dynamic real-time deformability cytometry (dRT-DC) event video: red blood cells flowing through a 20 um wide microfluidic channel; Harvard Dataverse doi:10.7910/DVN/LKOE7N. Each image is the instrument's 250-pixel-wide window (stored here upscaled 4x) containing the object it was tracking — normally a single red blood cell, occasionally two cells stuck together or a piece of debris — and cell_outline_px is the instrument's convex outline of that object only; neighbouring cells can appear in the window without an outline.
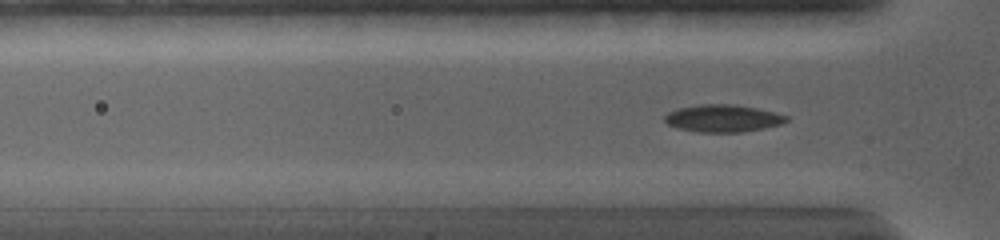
{"species": "common noctule bat (a hibernating species)", "species_latin": "Nyctalus noctula", "temperature_condition": "warm", "stored_images_in_passage": 40, "camera_frame_rate_fps": 5000, "um_per_image_px": 0.085, "animal": {"sex": "female", "body_mass_g": 19.0, "forearm_length_mm": 56.7}, "frame": {"image": 1, "passage_image": 10, "time_ms": 3.2, "image_size_px": [1000, 240], "cell_outline_px": [[788, 120], [780, 124], [764, 128], [740, 132], [696, 132], [676, 128], [668, 124], [664, 120], [664, 116], [668, 112], [676, 108], [700, 104], [736, 104], [776, 112], [788, 116]], "centroid_in_image_um": [61.41, 10.05], "position_along_channel_um": 64.4, "area_um2": 19.54}}
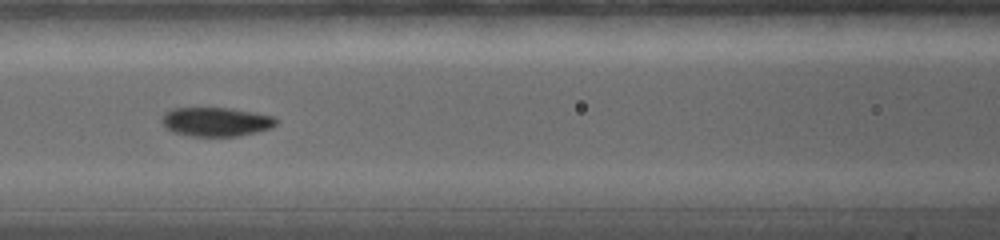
{"frame": {"image": 2, "passage_image": 18, "time_ms": 5.4, "image_size_px": [1000, 240], "cell_outline_px": [[280, 120], [272, 128], [240, 136], [188, 136], [172, 132], [164, 128], [160, 120], [164, 112], [172, 108], [228, 108], [256, 112], [272, 116]], "centroid_in_image_um": [18.34, 10.35], "position_along_channel_um": 148.3, "area_um2": 19.71}}
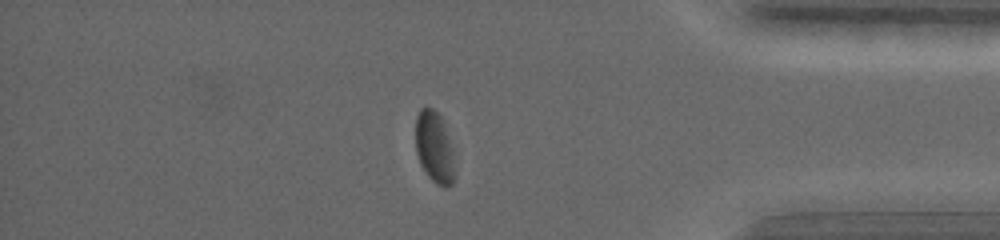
{"frame": {"image": 3, "passage_image": 32, "time_ms": 12.6, "image_size_px": [1000, 240], "cell_outline_px": [[456, 176], [452, 184], [448, 188], [444, 188], [436, 184], [428, 176], [420, 164], [416, 152], [416, 116], [420, 108], [432, 108], [440, 112], [452, 148], [456, 172]], "centroid_in_image_um": [36.95, 12.55], "position_along_channel_um": 398.3, "area_um2": 16.7}, "authors_computed_cell_mechanics": {"area_um2": 19.2185, "velocity_mm_per_s": 3.8074, "shape_relaxation_time_tau1_ms": 6.3335, "shape_relaxation_time_tau2_ms": 2.5386, "deformation_change_tau1": 0.1389, "deformation_change_tau2": 0.0544}}